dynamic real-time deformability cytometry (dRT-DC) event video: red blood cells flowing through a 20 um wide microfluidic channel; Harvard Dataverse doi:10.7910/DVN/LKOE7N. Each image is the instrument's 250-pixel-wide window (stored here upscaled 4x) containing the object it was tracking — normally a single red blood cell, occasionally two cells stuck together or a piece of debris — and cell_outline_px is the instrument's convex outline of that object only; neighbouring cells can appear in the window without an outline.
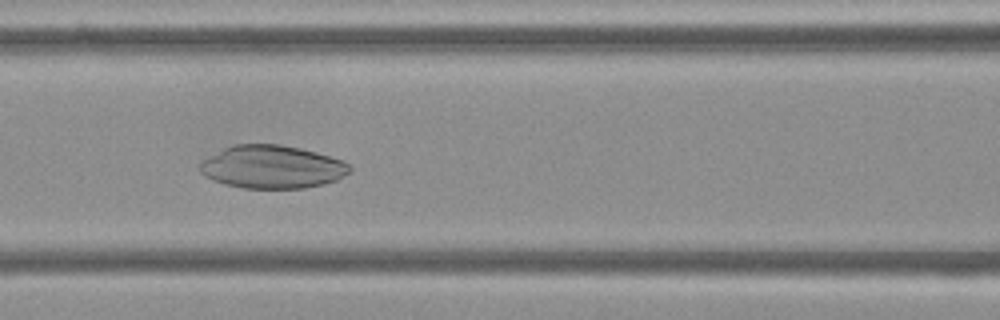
{"species": "Egyptian fruit bat (a non-hibernating species)", "species_latin": "Rousettus aegyptiacus", "temperature_condition": "cold", "stored_images_in_passage": 52, "camera_frame_rate_fps": 3000, "um_per_image_px": 0.085, "frame": {"image": 1, "passage_image": 23, "time_ms": 7.333, "image_size_px": [1000, 320], "cell_outline_px": [[352, 172], [336, 180], [324, 184], [304, 188], [244, 188], [224, 184], [212, 180], [204, 176], [200, 172], [200, 164], [204, 160], [224, 148], [232, 144], [276, 144], [300, 148], [316, 152], [340, 160], [348, 164], [352, 168]], "centroid_in_image_um": [23.13, 14.19], "position_along_channel_um": 143.5, "area_um2": 37.45}}
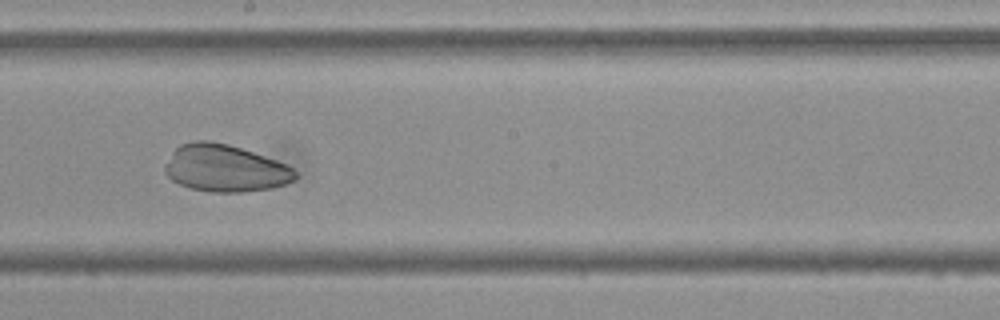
{"frame": {"image": 2, "passage_image": 30, "time_ms": 9.667, "image_size_px": [1000, 320], "cell_outline_px": [[296, 176], [292, 180], [284, 184], [272, 188], [240, 192], [212, 192], [192, 188], [180, 184], [172, 180], [164, 172], [164, 164], [172, 152], [180, 144], [196, 140], [208, 140], [228, 144], [288, 164], [296, 172]], "centroid_in_image_um": [19.1, 14.29], "position_along_channel_um": 229.1, "area_um2": 35.6}}
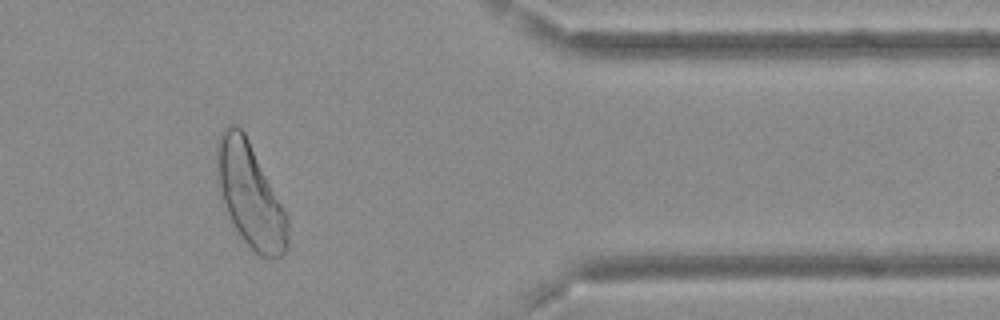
{"frame": {"image": 3, "passage_image": 45, "time_ms": 14.667, "image_size_px": [1000, 320], "cell_outline_px": [[288, 248], [280, 256], [272, 260], [268, 260], [256, 256], [240, 236], [224, 212], [216, 184], [216, 144], [220, 132], [224, 128], [232, 124], [236, 124], [244, 132], [284, 208], [288, 216]], "centroid_in_image_um": [21.22, 16.64], "position_along_channel_um": 390.2, "area_um2": 43.87}}